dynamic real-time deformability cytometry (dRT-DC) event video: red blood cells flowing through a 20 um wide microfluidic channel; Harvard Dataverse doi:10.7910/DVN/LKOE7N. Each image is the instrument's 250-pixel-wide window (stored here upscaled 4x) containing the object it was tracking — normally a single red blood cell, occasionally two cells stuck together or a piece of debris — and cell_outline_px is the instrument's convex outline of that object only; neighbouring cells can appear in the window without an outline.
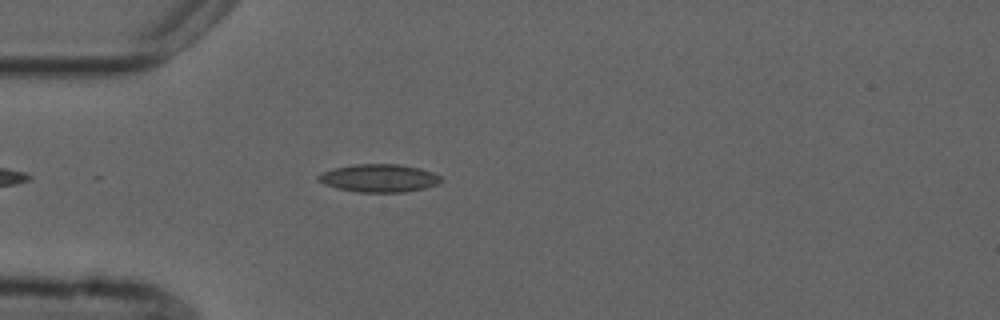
{"species": "common noctule bat (a hibernating species)", "species_latin": "Nyctalus noctula", "temperature_condition": "cold", "stored_images_in_passage": 43, "camera_frame_rate_fps": 3000, "um_per_image_px": 0.085, "animal": {"sex": "male", "forearm_length_mm": 52.5}, "frame": {"image": 1, "passage_image": 7, "time_ms": 2.0, "image_size_px": [1000, 320], "cell_outline_px": [[444, 180], [440, 184], [424, 188], [404, 192], [356, 192], [336, 188], [324, 184], [316, 180], [316, 176], [324, 172], [336, 168], [352, 164], [396, 164], [420, 168], [432, 172], [440, 176]], "centroid_in_image_um": [32.23, 15.14], "position_along_channel_um": 52.8, "area_um2": 20.06}}
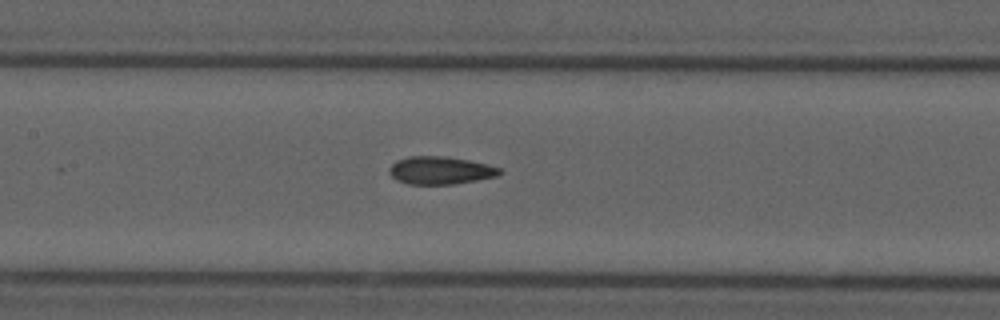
{"frame": {"image": 2, "passage_image": 17, "time_ms": 5.333, "image_size_px": [1000, 320], "cell_outline_px": [[504, 172], [500, 176], [452, 184], [408, 184], [396, 180], [388, 172], [392, 164], [396, 160], [408, 156], [444, 156], [468, 160], [500, 168]], "centroid_in_image_um": [37.42, 14.48], "position_along_channel_um": 170.0, "area_um2": 17.86}}
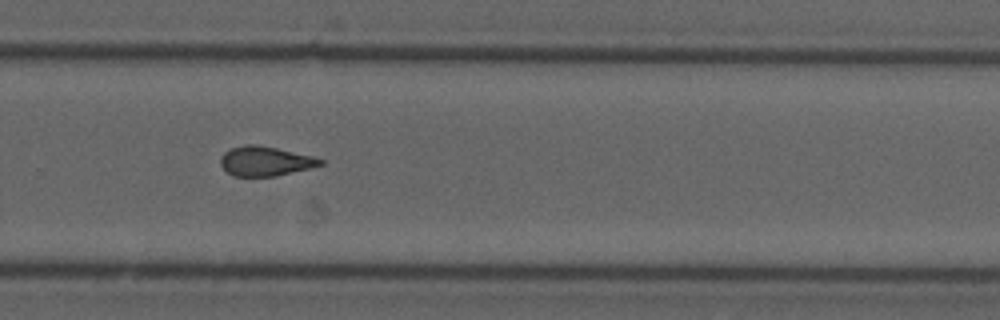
{"frame": {"image": 3, "passage_image": 28, "time_ms": 9.0, "image_size_px": [1000, 320], "cell_outline_px": [[324, 164], [276, 176], [232, 176], [220, 164], [220, 156], [224, 152], [232, 148], [244, 144], [256, 144], [276, 148], [312, 156], [324, 160]], "centroid_in_image_um": [22.52, 13.69], "position_along_channel_um": 307.3, "area_um2": 17.05}, "authors_computed_cell_mechanics": {"area_um2": 17.629, "velocity_mm_per_s": 3.763, "shape_relaxation_time_tau1_ms": null, "shape_relaxation_time_tau2_ms": 1.9551, "deformation_change_tau1": null, "deformation_change_tau2": 0.0919}}